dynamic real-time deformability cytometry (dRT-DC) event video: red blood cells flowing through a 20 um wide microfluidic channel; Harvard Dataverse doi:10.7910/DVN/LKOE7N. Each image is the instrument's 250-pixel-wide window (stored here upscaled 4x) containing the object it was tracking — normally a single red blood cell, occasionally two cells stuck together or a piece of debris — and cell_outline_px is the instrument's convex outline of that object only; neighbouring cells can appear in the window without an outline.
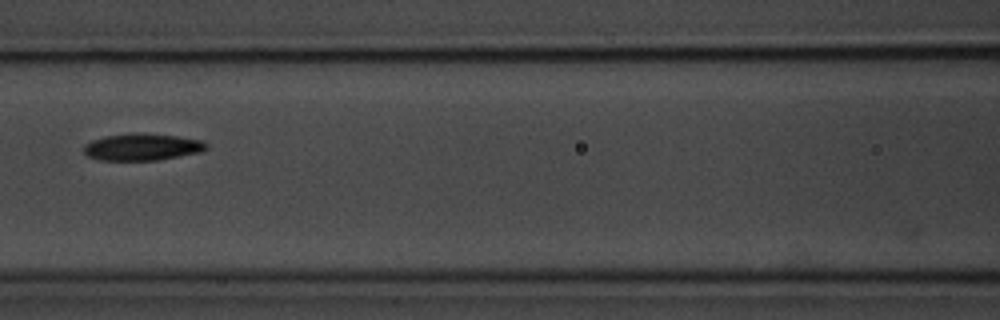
{"species": "common noctule bat (a hibernating species)", "species_latin": "Nyctalus noctula", "temperature_condition": "room temperature", "stored_images_in_passage": 4, "segment_of_instrument_passage": [1, 2], "camera_frame_rate_fps": 3000, "um_per_image_px": 0.085, "animal": {"sex": "male", "body_mass_g": 20.1, "forearm_length_mm": 53.5}, "frame": {"image": 1, "passage_image": 3, "time_ms": 0.667, "image_size_px": [1000, 320], "cell_outline_px": [[208, 148], [200, 152], [180, 156], [156, 160], [100, 160], [88, 156], [84, 152], [84, 144], [92, 140], [104, 136], [132, 132], [136, 132], [176, 136], [200, 140], [208, 144]], "centroid_in_image_um": [12.06, 12.48], "position_along_channel_um": 154.5, "area_um2": 19.25}}